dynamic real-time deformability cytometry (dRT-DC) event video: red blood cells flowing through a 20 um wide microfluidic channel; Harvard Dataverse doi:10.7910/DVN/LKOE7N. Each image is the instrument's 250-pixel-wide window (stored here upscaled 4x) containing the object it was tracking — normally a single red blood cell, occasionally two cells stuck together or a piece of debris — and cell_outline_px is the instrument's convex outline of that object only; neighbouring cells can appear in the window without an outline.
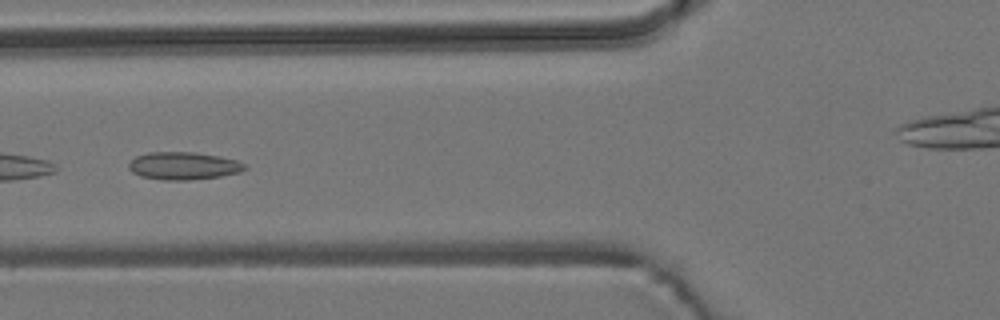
{"species": "common noctule bat (a hibernating species)", "species_latin": "Nyctalus noctula", "temperature_condition": "room temperature", "stored_images_in_passage": 9, "camera_frame_rate_fps": 3000, "um_per_image_px": 0.085, "animal": {"sex": "male", "body_mass_g": 19.2, "forearm_length_mm": 51.8}, "frame": {"image": 1, "passage_image": 6, "time_ms": 6.0, "image_size_px": [1000, 320], "cell_outline_px": [[248, 168], [240, 172], [220, 176], [188, 180], [164, 180], [140, 176], [132, 172], [128, 168], [128, 164], [136, 156], [148, 152], [196, 152], [220, 156], [236, 160], [244, 164]], "centroid_in_image_um": [15.59, 14.09], "position_along_channel_um": 110.2, "area_um2": 18.73}}
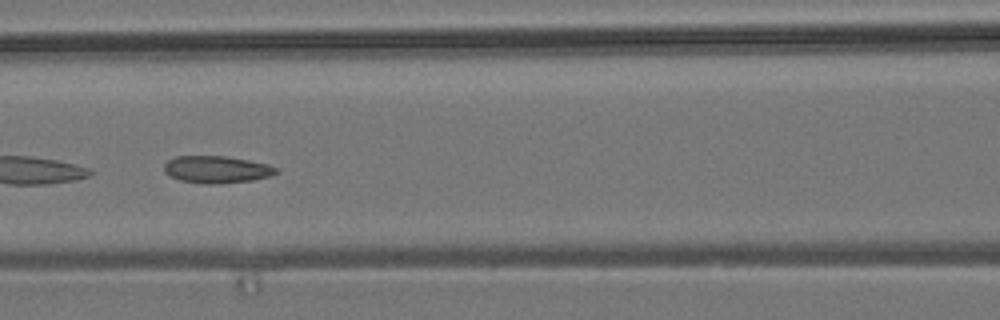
{"frame": {"image": 2, "passage_image": 7, "time_ms": 7.0, "image_size_px": [1000, 320], "cell_outline_px": [[280, 172], [268, 176], [252, 180], [212, 184], [204, 184], [180, 180], [168, 176], [164, 172], [164, 164], [168, 160], [176, 156], [224, 156], [248, 160], [268, 164], [276, 168]], "centroid_in_image_um": [18.37, 14.4], "position_along_channel_um": 148.2, "area_um2": 17.69}}
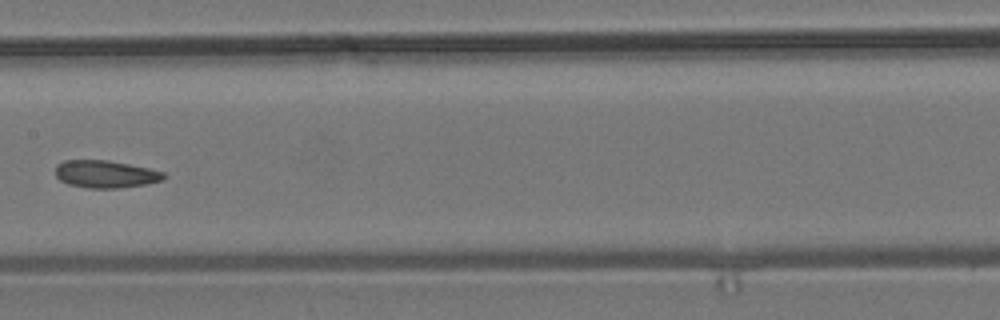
{"frame": {"image": 3, "passage_image": 8, "time_ms": 8.333, "image_size_px": [1000, 320], "cell_outline_px": [[168, 176], [164, 180], [144, 184], [116, 188], [88, 188], [68, 184], [60, 180], [56, 176], [56, 164], [64, 160], [108, 160], [148, 168], [164, 172]], "centroid_in_image_um": [8.97, 14.79], "position_along_channel_um": 198.4, "area_um2": 17.34}}